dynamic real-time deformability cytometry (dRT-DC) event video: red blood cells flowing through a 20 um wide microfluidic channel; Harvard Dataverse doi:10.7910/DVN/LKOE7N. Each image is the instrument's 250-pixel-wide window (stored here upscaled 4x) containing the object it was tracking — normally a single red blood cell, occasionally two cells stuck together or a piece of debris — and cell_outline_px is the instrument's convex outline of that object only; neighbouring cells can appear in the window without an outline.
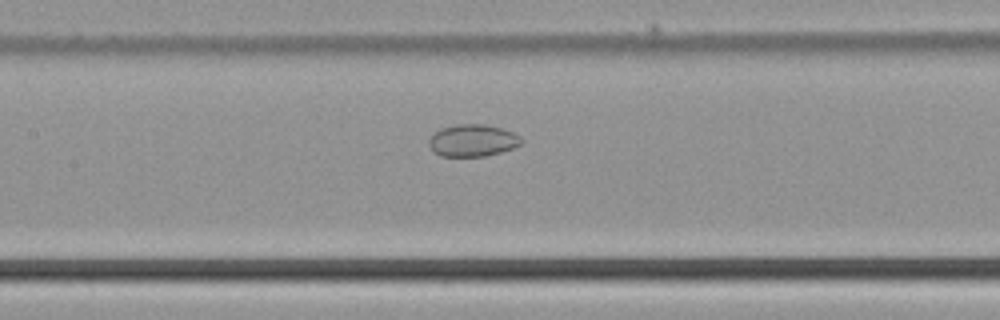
{"species": "common noctule bat (a hibernating species)", "species_latin": "Nyctalus noctula", "temperature_condition": "cold", "stored_images_in_passage": 47, "camera_frame_rate_fps": 3000, "um_per_image_px": 0.085, "animal": {"sex": "male", "body_mass_g": 21.5, "forearm_length_mm": 52.0}, "frame": {"image": 1, "passage_image": 22, "time_ms": 7.0, "image_size_px": [1000, 320], "cell_outline_px": [[524, 140], [520, 144], [512, 148], [500, 152], [484, 156], [440, 156], [432, 152], [428, 144], [428, 140], [440, 128], [456, 124], [484, 124], [500, 128], [512, 132], [520, 136]], "centroid_in_image_um": [40.14, 11.94], "position_along_channel_um": 167.3, "area_um2": 17.28}}
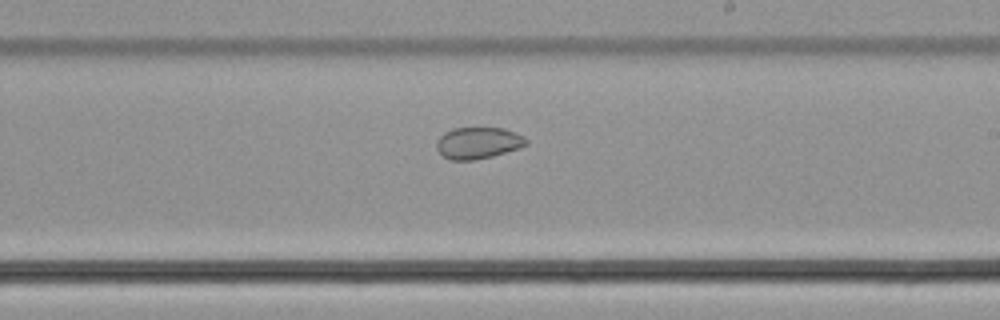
{"frame": {"image": 2, "passage_image": 28, "time_ms": 9.0, "image_size_px": [1000, 320], "cell_outline_px": [[528, 144], [520, 148], [492, 156], [472, 160], [448, 160], [436, 148], [436, 140], [444, 132], [452, 128], [504, 128], [516, 132], [524, 136], [528, 140]], "centroid_in_image_um": [40.65, 12.14], "position_along_channel_um": 248.4, "area_um2": 16.65}}
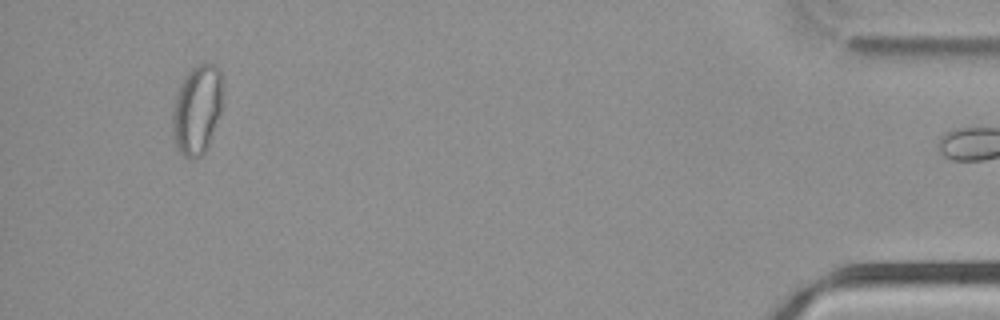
{"frame": {"image": 3, "passage_image": 46, "time_ms": 15.0, "image_size_px": [1000, 320], "cell_outline_px": [[224, 100], [220, 112], [208, 144], [204, 152], [200, 156], [184, 156], [180, 152], [172, 136], [172, 108], [176, 92], [180, 84], [188, 72], [196, 64], [204, 60], [208, 60], [216, 64], [220, 68], [224, 84]], "centroid_in_image_um": [16.78, 9.18], "position_along_channel_um": 418.4, "area_um2": 26.82}}